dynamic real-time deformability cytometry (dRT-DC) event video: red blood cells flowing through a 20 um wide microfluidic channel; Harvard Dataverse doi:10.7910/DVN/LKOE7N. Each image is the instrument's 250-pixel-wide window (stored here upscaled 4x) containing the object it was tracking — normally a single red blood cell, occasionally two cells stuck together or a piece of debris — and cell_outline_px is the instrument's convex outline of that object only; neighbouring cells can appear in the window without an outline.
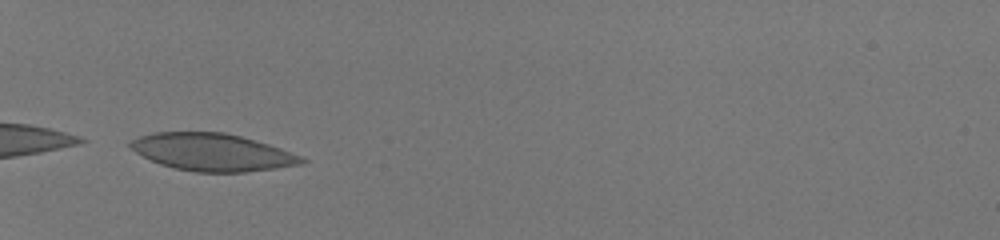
{"species": "human", "species_latin": "Homo sapiens", "temperature_condition": "room temperature", "stored_images_in_passage": 32, "camera_frame_rate_fps": 3000, "um_per_image_px": 0.085, "donor": {"sex": "male"}, "frame": {"image": 1, "passage_image": 1, "time_ms": 0.0, "image_size_px": [1000, 240], "cell_outline_px": [[308, 160], [304, 164], [276, 168], [244, 172], [196, 172], [172, 168], [160, 164], [136, 152], [128, 144], [132, 140], [140, 136], [152, 132], [224, 132], [240, 136], [268, 144], [280, 148], [300, 156]], "centroid_in_image_um": [18.05, 12.94], "position_along_channel_um": 66.9, "area_um2": 37.11}}
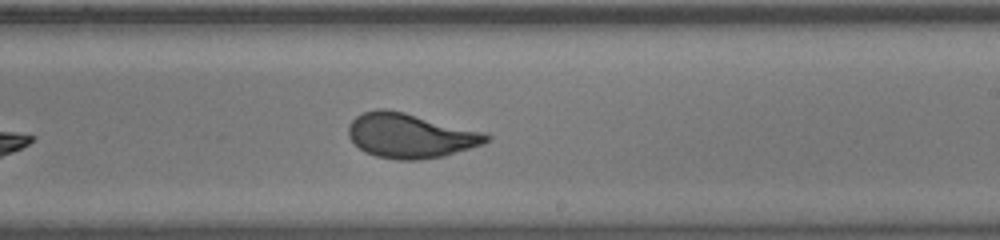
{"frame": {"image": 2, "passage_image": 16, "time_ms": 5.0, "image_size_px": [1000, 240], "cell_outline_px": [[492, 140], [484, 144], [444, 156], [420, 160], [396, 160], [376, 156], [364, 152], [348, 136], [348, 124], [356, 116], [364, 112], [376, 108], [384, 108], [404, 112], [488, 132], [492, 136]], "centroid_in_image_um": [34.93, 11.53], "position_along_channel_um": 254.1, "area_um2": 36.41}}
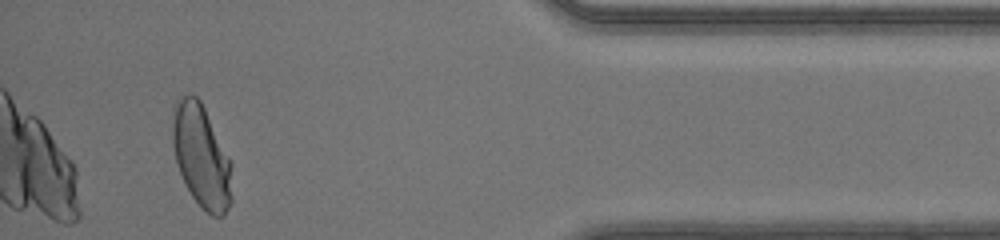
{"frame": {"image": 3, "passage_image": 30, "time_ms": 9.667, "image_size_px": [1000, 240], "cell_outline_px": [[232, 200], [224, 216], [212, 216], [192, 196], [176, 164], [172, 144], [172, 104], [176, 100], [184, 96], [196, 96], [200, 100], [232, 164]], "centroid_in_image_um": [17.11, 13.28], "position_along_channel_um": 418.1, "area_um2": 35.49}, "authors_computed_cell_mechanics": {"area_um2": 35.6337, "velocity_mm_per_s": 4.1638, "shape_relaxation_time_tau1_ms": 4.9002, "shape_relaxation_time_tau2_ms": null, "deformation_change_tau1": 0.1627, "deformation_change_tau2": null}}